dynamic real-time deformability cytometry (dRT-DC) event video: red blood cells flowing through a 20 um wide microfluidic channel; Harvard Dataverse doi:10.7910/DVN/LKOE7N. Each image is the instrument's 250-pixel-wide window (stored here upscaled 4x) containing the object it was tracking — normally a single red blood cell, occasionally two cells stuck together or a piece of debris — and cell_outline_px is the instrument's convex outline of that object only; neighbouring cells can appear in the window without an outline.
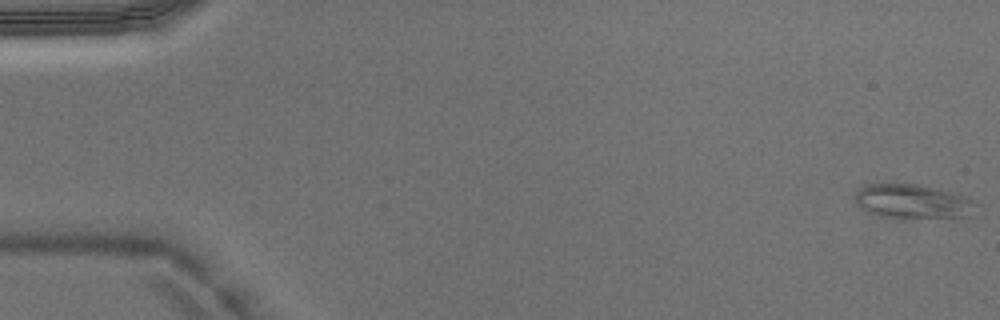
{"species": "Egyptian fruit bat (a non-hibernating species)", "species_latin": "Rousettus aegyptiacus", "temperature_condition": "warm", "stored_images_in_passage": 47, "camera_frame_rate_fps": 3000, "um_per_image_px": 0.085, "animal": {"sex": "male"}, "frame": {"image": 1, "passage_image": 1, "time_ms": 0.0, "image_size_px": [1000, 320], "cell_outline_px": [[976, 204], [968, 216], [884, 216], [868, 212], [856, 200], [856, 196], [864, 188], [872, 184], [916, 184], [956, 192], [976, 200]], "centroid_in_image_um": [77.67, 17.09], "position_along_channel_um": 7.3, "area_um2": 22.83}}
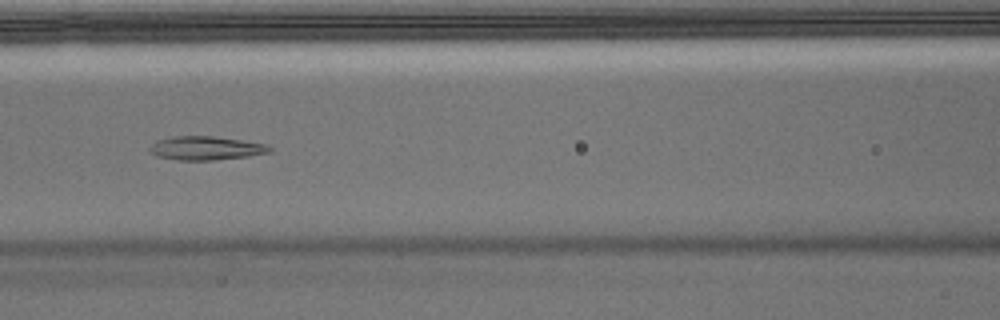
{"frame": {"image": 2, "passage_image": 21, "time_ms": 6.667, "image_size_px": [1000, 320], "cell_outline_px": [[272, 152], [248, 156], [212, 160], [180, 160], [156, 156], [148, 152], [148, 148], [152, 144], [160, 140], [172, 136], [212, 136], [240, 140], [264, 144], [272, 148]], "centroid_in_image_um": [17.47, 12.6], "position_along_channel_um": 149.1, "area_um2": 16.42}}
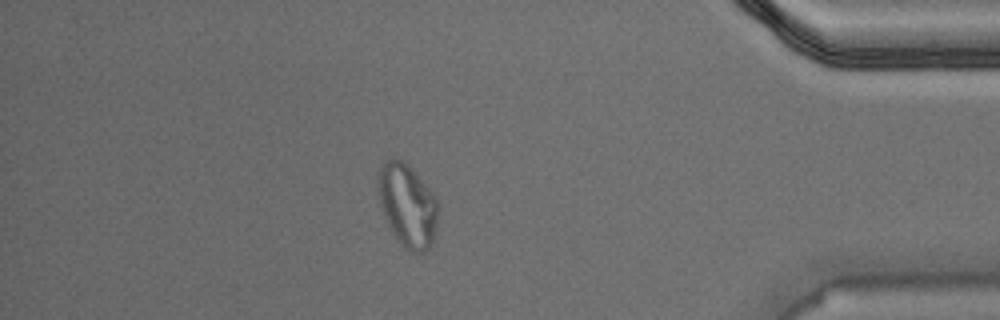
{"frame": {"image": 3, "passage_image": 41, "time_ms": 13.333, "image_size_px": [1000, 320], "cell_outline_px": [[436, 224], [432, 240], [428, 248], [424, 252], [408, 252], [400, 244], [392, 232], [384, 216], [380, 204], [376, 188], [376, 172], [384, 160], [404, 160], [408, 164], [436, 196]], "centroid_in_image_um": [34.57, 17.42], "position_along_channel_um": 400.6, "area_um2": 29.07}}